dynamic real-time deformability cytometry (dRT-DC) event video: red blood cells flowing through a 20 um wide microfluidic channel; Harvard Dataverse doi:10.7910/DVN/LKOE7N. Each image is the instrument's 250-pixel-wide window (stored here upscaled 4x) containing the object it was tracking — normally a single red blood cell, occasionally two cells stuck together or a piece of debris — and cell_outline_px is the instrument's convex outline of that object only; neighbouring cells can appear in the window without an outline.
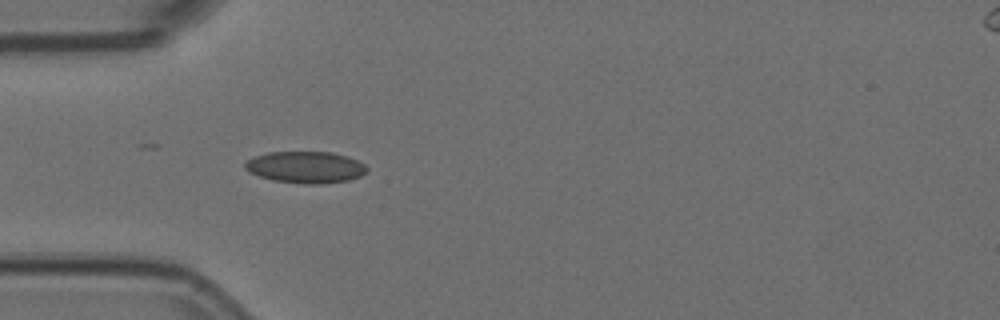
{"species": "Egyptian fruit bat (a non-hibernating species)", "species_latin": "Rousettus aegyptiacus", "temperature_condition": "room temperature", "stored_images_in_passage": 5, "segment_of_instrument_passage": [1, 2], "camera_frame_rate_fps": 3000, "um_per_image_px": 0.085, "animal": {"sex": "female"}, "frame": {"image": 1, "passage_image": 4, "time_ms": 1.0, "image_size_px": [1000, 320], "cell_outline_px": [[368, 172], [360, 176], [348, 180], [320, 184], [308, 184], [272, 180], [248, 172], [244, 168], [244, 164], [248, 160], [256, 156], [268, 152], [332, 152], [348, 156], [364, 164], [368, 168]], "centroid_in_image_um": [25.99, 14.21], "position_along_channel_um": 59.0, "area_um2": 22.48}}